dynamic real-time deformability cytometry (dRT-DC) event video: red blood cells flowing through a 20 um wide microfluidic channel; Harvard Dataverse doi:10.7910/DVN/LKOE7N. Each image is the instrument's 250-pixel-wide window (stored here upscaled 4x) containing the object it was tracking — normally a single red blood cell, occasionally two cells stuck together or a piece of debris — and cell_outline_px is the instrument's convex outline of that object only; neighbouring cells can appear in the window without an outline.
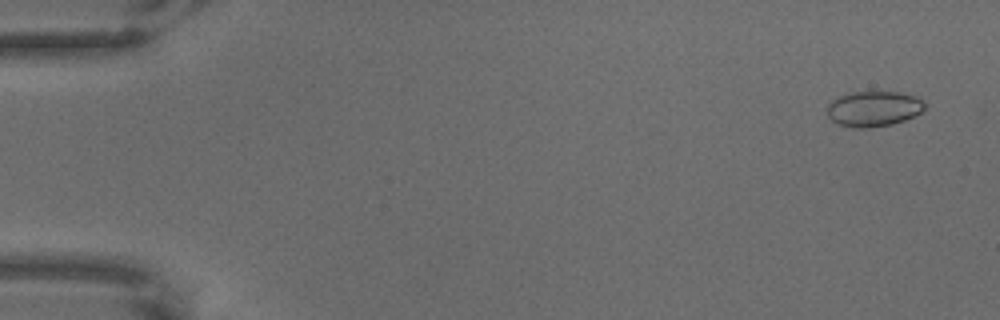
{"species": "common noctule bat (a hibernating species)", "species_latin": "Nyctalus noctula", "temperature_condition": "warm", "stored_images_in_passage": 66, "camera_frame_rate_fps": 3000, "um_per_image_px": 0.085, "animal": {"sex": "male", "body_mass_g": 18.8}, "frame": {"image": 1, "passage_image": 4, "time_ms": 1.0, "image_size_px": [1000, 320], "cell_outline_px": [[924, 108], [920, 112], [904, 120], [892, 124], [868, 128], [856, 128], [840, 124], [832, 120], [828, 116], [828, 104], [832, 100], [848, 92], [900, 92], [916, 96], [924, 100]], "centroid_in_image_um": [74.26, 9.23], "position_along_channel_um": 10.7, "area_um2": 20.0}}
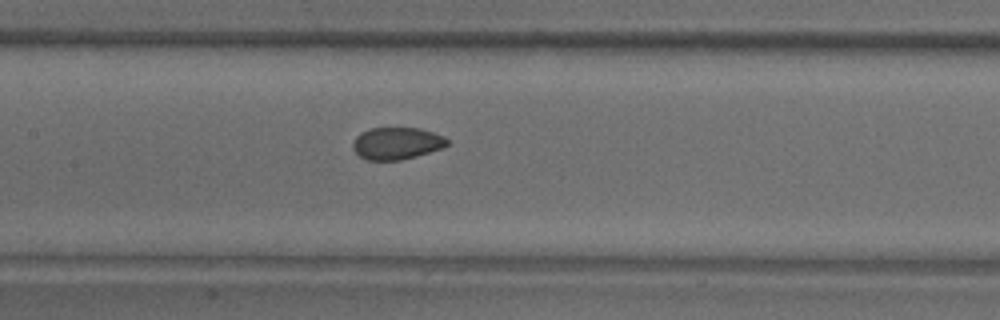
{"frame": {"image": 2, "passage_image": 33, "time_ms": 10.667, "image_size_px": [1000, 320], "cell_outline_px": [[448, 144], [444, 148], [416, 156], [400, 160], [368, 160], [360, 156], [352, 148], [352, 140], [360, 132], [372, 128], [420, 128], [444, 136], [448, 140]], "centroid_in_image_um": [33.71, 12.18], "position_along_channel_um": 173.7, "area_um2": 17.74}}
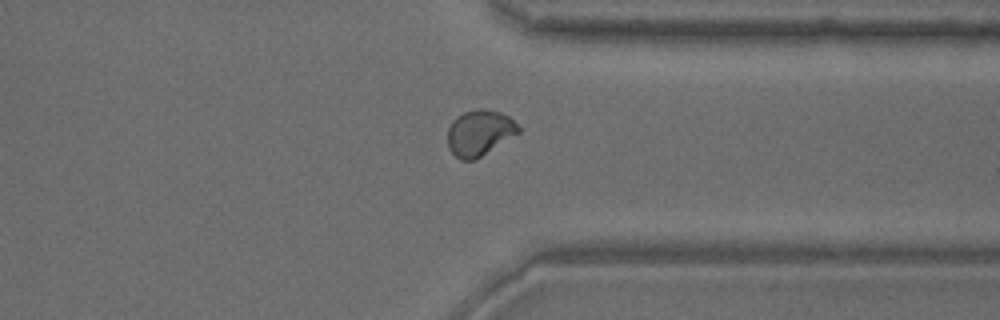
{"frame": {"image": 3, "passage_image": 52, "time_ms": 17.0, "image_size_px": [1000, 320], "cell_outline_px": [[520, 132], [476, 160], [460, 160], [448, 148], [448, 128], [452, 120], [456, 116], [464, 112], [476, 108], [480, 108], [500, 112], [508, 116], [520, 128]], "centroid_in_image_um": [40.74, 11.29], "position_along_channel_um": 370.7, "area_um2": 18.96}}